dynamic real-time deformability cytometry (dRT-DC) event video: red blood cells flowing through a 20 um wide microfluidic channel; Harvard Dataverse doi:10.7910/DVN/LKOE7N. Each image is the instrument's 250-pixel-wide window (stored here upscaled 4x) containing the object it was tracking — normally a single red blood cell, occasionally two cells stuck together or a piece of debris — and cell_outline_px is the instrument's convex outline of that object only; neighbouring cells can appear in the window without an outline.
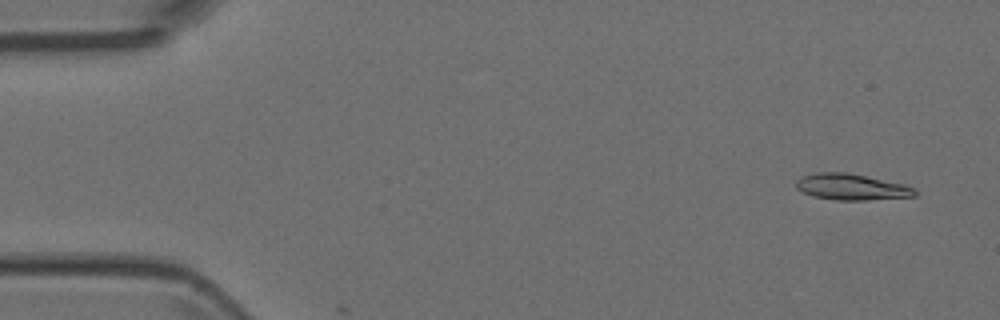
{"species": "Egyptian fruit bat (a non-hibernating species)", "species_latin": "Rousettus aegyptiacus", "temperature_condition": "room temperature", "stored_images_in_passage": 4, "camera_frame_rate_fps": 3000, "um_per_image_px": 0.085, "animal": {"sex": "female"}, "frame": {"image": 1, "passage_image": 1, "time_ms": 0.0, "image_size_px": [1000, 320], "cell_outline_px": [[916, 196], [868, 200], [836, 200], [812, 196], [796, 188], [796, 180], [804, 176], [816, 172], [848, 172], [904, 184], [912, 188], [916, 192]], "centroid_in_image_um": [72.36, 15.89], "position_along_channel_um": 12.6, "area_um2": 18.03}}
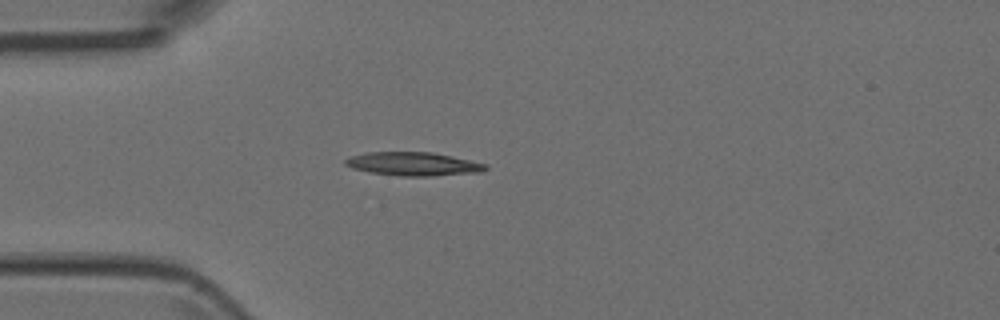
{"frame": {"image": 2, "passage_image": 4, "time_ms": 1.0, "image_size_px": [1000, 320], "cell_outline_px": [[488, 168], [480, 172], [432, 176], [400, 176], [368, 172], [352, 168], [344, 164], [344, 160], [348, 156], [368, 152], [432, 152], [452, 156], [488, 164]], "centroid_in_image_um": [35.11, 13.93], "position_along_channel_um": 49.9, "area_um2": 19.36}}